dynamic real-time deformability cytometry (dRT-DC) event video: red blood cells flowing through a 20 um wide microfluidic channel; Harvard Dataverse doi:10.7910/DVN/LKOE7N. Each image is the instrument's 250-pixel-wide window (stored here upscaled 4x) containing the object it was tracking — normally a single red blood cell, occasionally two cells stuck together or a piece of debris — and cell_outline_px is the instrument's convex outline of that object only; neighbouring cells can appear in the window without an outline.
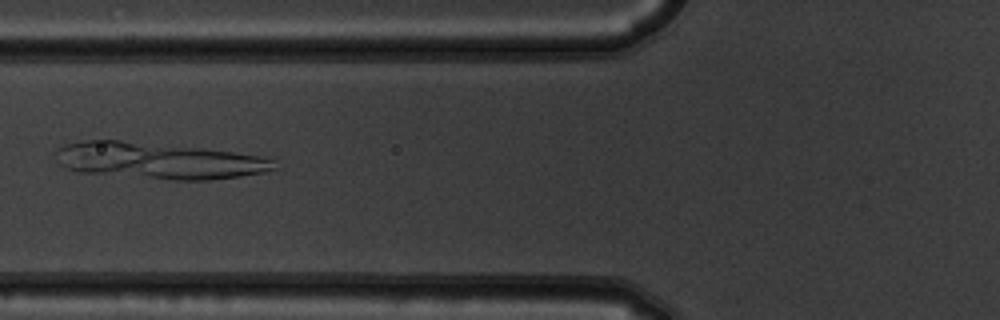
{"species": "common noctule bat (a hibernating species)", "species_latin": "Nyctalus noctula", "temperature_condition": "warm", "stored_images_in_passage": 6, "camera_frame_rate_fps": 3000, "um_per_image_px": 0.085, "animal": {"sex": "male", "body_mass_g": 19.5, "forearm_length_mm": 54.6}, "frame": {"image": 1, "passage_image": 2, "time_ms": 0.333, "image_size_px": [1000, 320], "cell_outline_px": [[276, 168], [264, 172], [240, 176], [208, 180], [172, 180], [80, 172], [64, 168], [60, 164], [56, 152], [64, 144], [84, 140], [120, 140], [196, 148], [232, 152], [256, 156], [272, 160]], "centroid_in_image_um": [13.41, 13.67], "position_along_channel_um": 112.4, "area_um2": 45.6}}
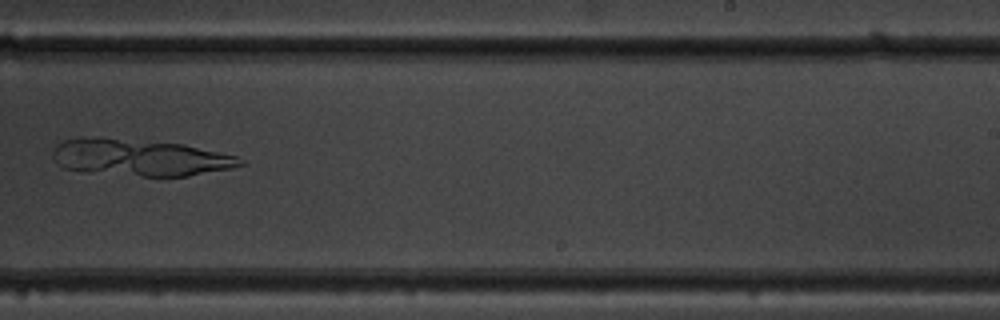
{"frame": {"image": 2, "passage_image": 6, "time_ms": 1.667, "image_size_px": [1000, 320], "cell_outline_px": [[244, 164], [232, 168], [188, 176], [144, 176], [84, 172], [64, 168], [52, 160], [52, 148], [56, 144], [64, 140], [80, 136], [84, 136], [184, 144], [236, 156], [244, 160]], "centroid_in_image_um": [11.81, 13.39], "position_along_channel_um": 277.2, "area_um2": 40.29}}